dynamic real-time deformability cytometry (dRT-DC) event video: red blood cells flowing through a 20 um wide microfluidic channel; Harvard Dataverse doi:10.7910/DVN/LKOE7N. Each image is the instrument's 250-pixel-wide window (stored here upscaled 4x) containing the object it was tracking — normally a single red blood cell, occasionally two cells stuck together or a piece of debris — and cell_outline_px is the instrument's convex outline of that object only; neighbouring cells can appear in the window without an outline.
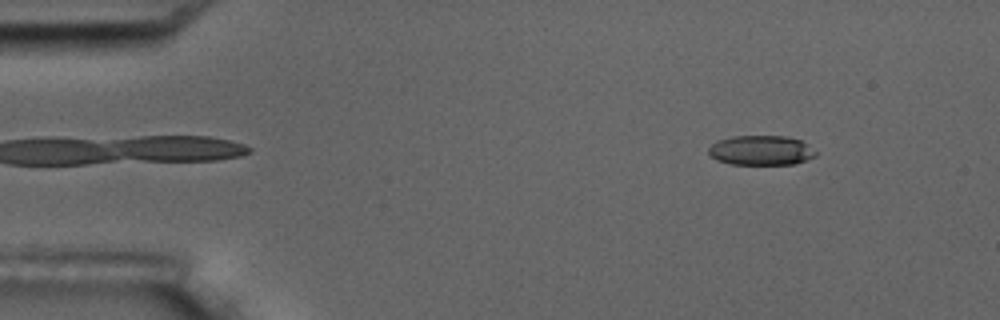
{"species": "common noctule bat (a hibernating species)", "species_latin": "Nyctalus noctula", "temperature_condition": "room temperature", "stored_images_in_passage": 4, "segment_of_instrument_passage": [1, 2], "camera_frame_rate_fps": 3000, "um_per_image_px": 0.085, "animal": {"sex": "male", "body_mass_g": 17.5, "forearm_length_mm": 52.3}, "frame": {"image": 1, "passage_image": 1, "time_ms": 0.0, "image_size_px": [1000, 320], "cell_outline_px": [[816, 156], [796, 164], [732, 164], [716, 160], [708, 152], [708, 148], [716, 140], [732, 136], [784, 136], [800, 140], [816, 152]], "centroid_in_image_um": [64.66, 12.78], "position_along_channel_um": 20.3, "area_um2": 18.5}}
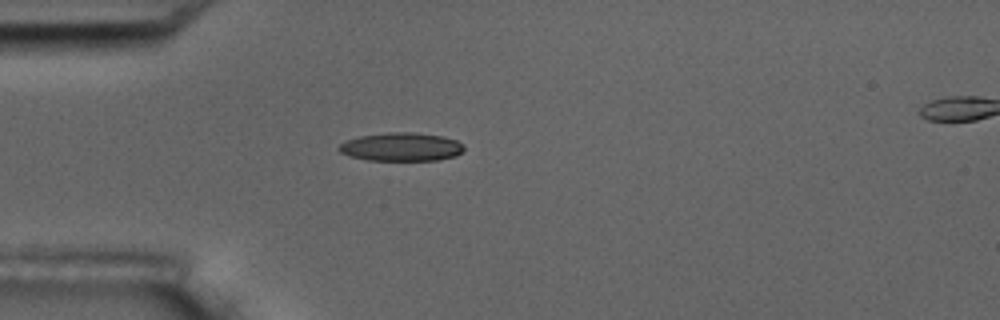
{"frame": {"image": 2, "passage_image": 3, "time_ms": 3.0, "image_size_px": [1000, 320], "cell_outline_px": [[464, 148], [456, 156], [436, 160], [368, 160], [348, 156], [340, 152], [336, 148], [340, 144], [348, 140], [360, 136], [392, 132], [416, 132], [444, 136], [456, 140], [464, 144]], "centroid_in_image_um": [34.12, 12.48], "position_along_channel_um": 50.9, "area_um2": 20.75}}